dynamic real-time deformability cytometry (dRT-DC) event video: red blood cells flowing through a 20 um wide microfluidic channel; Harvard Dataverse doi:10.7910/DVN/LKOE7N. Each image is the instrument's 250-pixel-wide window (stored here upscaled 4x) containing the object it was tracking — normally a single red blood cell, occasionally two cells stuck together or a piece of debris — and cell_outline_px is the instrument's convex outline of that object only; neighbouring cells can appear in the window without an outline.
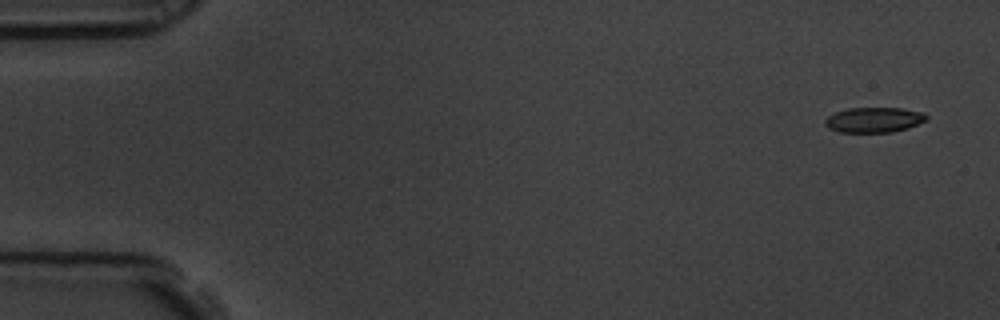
{"species": "common noctule bat (a hibernating species)", "species_latin": "Nyctalus noctula", "temperature_condition": "room temperature", "stored_images_in_passage": 4, "camera_frame_rate_fps": 3000, "um_per_image_px": 0.085, "animal": {"sex": "male", "body_mass_g": 19.5, "forearm_length_mm": 54.6}, "frame": {"image": 1, "passage_image": 1, "time_ms": 0.0, "image_size_px": [1000, 320], "cell_outline_px": [[928, 120], [908, 128], [892, 132], [840, 132], [828, 128], [824, 124], [824, 120], [828, 116], [836, 112], [848, 108], [900, 108], [924, 112], [928, 116]], "centroid_in_image_um": [74.31, 10.19], "position_along_channel_um": 10.7, "area_um2": 14.97}}